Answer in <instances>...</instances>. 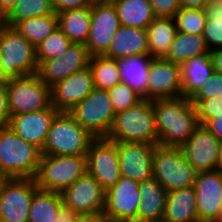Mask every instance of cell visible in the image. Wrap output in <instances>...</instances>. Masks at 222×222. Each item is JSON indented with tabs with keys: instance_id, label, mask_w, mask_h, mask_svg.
Here are the masks:
<instances>
[{
	"instance_id": "cell-1",
	"label": "cell",
	"mask_w": 222,
	"mask_h": 222,
	"mask_svg": "<svg viewBox=\"0 0 222 222\" xmlns=\"http://www.w3.org/2000/svg\"><path fill=\"white\" fill-rule=\"evenodd\" d=\"M158 145L181 147L200 126L198 110L188 97L153 101Z\"/></svg>"
},
{
	"instance_id": "cell-2",
	"label": "cell",
	"mask_w": 222,
	"mask_h": 222,
	"mask_svg": "<svg viewBox=\"0 0 222 222\" xmlns=\"http://www.w3.org/2000/svg\"><path fill=\"white\" fill-rule=\"evenodd\" d=\"M106 138L115 142L158 145L153 101L143 99L137 105L116 113Z\"/></svg>"
},
{
	"instance_id": "cell-3",
	"label": "cell",
	"mask_w": 222,
	"mask_h": 222,
	"mask_svg": "<svg viewBox=\"0 0 222 222\" xmlns=\"http://www.w3.org/2000/svg\"><path fill=\"white\" fill-rule=\"evenodd\" d=\"M41 150L18 136L9 126L0 127V171L10 178H35Z\"/></svg>"
},
{
	"instance_id": "cell-4",
	"label": "cell",
	"mask_w": 222,
	"mask_h": 222,
	"mask_svg": "<svg viewBox=\"0 0 222 222\" xmlns=\"http://www.w3.org/2000/svg\"><path fill=\"white\" fill-rule=\"evenodd\" d=\"M94 138L69 112H58L51 123L41 153L86 155Z\"/></svg>"
},
{
	"instance_id": "cell-5",
	"label": "cell",
	"mask_w": 222,
	"mask_h": 222,
	"mask_svg": "<svg viewBox=\"0 0 222 222\" xmlns=\"http://www.w3.org/2000/svg\"><path fill=\"white\" fill-rule=\"evenodd\" d=\"M86 173V155L42 154L34 179L38 189L61 193Z\"/></svg>"
},
{
	"instance_id": "cell-6",
	"label": "cell",
	"mask_w": 222,
	"mask_h": 222,
	"mask_svg": "<svg viewBox=\"0 0 222 222\" xmlns=\"http://www.w3.org/2000/svg\"><path fill=\"white\" fill-rule=\"evenodd\" d=\"M3 81L38 73L36 47L13 26L0 30Z\"/></svg>"
},
{
	"instance_id": "cell-7",
	"label": "cell",
	"mask_w": 222,
	"mask_h": 222,
	"mask_svg": "<svg viewBox=\"0 0 222 222\" xmlns=\"http://www.w3.org/2000/svg\"><path fill=\"white\" fill-rule=\"evenodd\" d=\"M197 173L185 159L180 147L155 145L153 177L167 192L194 186Z\"/></svg>"
},
{
	"instance_id": "cell-8",
	"label": "cell",
	"mask_w": 222,
	"mask_h": 222,
	"mask_svg": "<svg viewBox=\"0 0 222 222\" xmlns=\"http://www.w3.org/2000/svg\"><path fill=\"white\" fill-rule=\"evenodd\" d=\"M7 96L11 116L40 111L51 104L50 87L38 74L9 78Z\"/></svg>"
},
{
	"instance_id": "cell-9",
	"label": "cell",
	"mask_w": 222,
	"mask_h": 222,
	"mask_svg": "<svg viewBox=\"0 0 222 222\" xmlns=\"http://www.w3.org/2000/svg\"><path fill=\"white\" fill-rule=\"evenodd\" d=\"M69 113L95 138L108 136L116 115L107 91L96 88Z\"/></svg>"
},
{
	"instance_id": "cell-10",
	"label": "cell",
	"mask_w": 222,
	"mask_h": 222,
	"mask_svg": "<svg viewBox=\"0 0 222 222\" xmlns=\"http://www.w3.org/2000/svg\"><path fill=\"white\" fill-rule=\"evenodd\" d=\"M87 173L108 190L121 175L117 142L106 137L94 138L86 154Z\"/></svg>"
},
{
	"instance_id": "cell-11",
	"label": "cell",
	"mask_w": 222,
	"mask_h": 222,
	"mask_svg": "<svg viewBox=\"0 0 222 222\" xmlns=\"http://www.w3.org/2000/svg\"><path fill=\"white\" fill-rule=\"evenodd\" d=\"M120 27L114 4L110 0H96L91 7V28L85 45L90 56L104 55Z\"/></svg>"
},
{
	"instance_id": "cell-12",
	"label": "cell",
	"mask_w": 222,
	"mask_h": 222,
	"mask_svg": "<svg viewBox=\"0 0 222 222\" xmlns=\"http://www.w3.org/2000/svg\"><path fill=\"white\" fill-rule=\"evenodd\" d=\"M140 202L139 182L121 176L115 185L106 190L103 212L107 220L136 222Z\"/></svg>"
},
{
	"instance_id": "cell-13",
	"label": "cell",
	"mask_w": 222,
	"mask_h": 222,
	"mask_svg": "<svg viewBox=\"0 0 222 222\" xmlns=\"http://www.w3.org/2000/svg\"><path fill=\"white\" fill-rule=\"evenodd\" d=\"M37 189L34 178H11L0 197V222H28Z\"/></svg>"
},
{
	"instance_id": "cell-14",
	"label": "cell",
	"mask_w": 222,
	"mask_h": 222,
	"mask_svg": "<svg viewBox=\"0 0 222 222\" xmlns=\"http://www.w3.org/2000/svg\"><path fill=\"white\" fill-rule=\"evenodd\" d=\"M182 96L181 66L165 58H152L148 71L147 100Z\"/></svg>"
},
{
	"instance_id": "cell-15",
	"label": "cell",
	"mask_w": 222,
	"mask_h": 222,
	"mask_svg": "<svg viewBox=\"0 0 222 222\" xmlns=\"http://www.w3.org/2000/svg\"><path fill=\"white\" fill-rule=\"evenodd\" d=\"M63 204L77 214L104 211L106 190L89 173L61 192Z\"/></svg>"
},
{
	"instance_id": "cell-16",
	"label": "cell",
	"mask_w": 222,
	"mask_h": 222,
	"mask_svg": "<svg viewBox=\"0 0 222 222\" xmlns=\"http://www.w3.org/2000/svg\"><path fill=\"white\" fill-rule=\"evenodd\" d=\"M194 189L199 222H215L222 207V171L197 173Z\"/></svg>"
},
{
	"instance_id": "cell-17",
	"label": "cell",
	"mask_w": 222,
	"mask_h": 222,
	"mask_svg": "<svg viewBox=\"0 0 222 222\" xmlns=\"http://www.w3.org/2000/svg\"><path fill=\"white\" fill-rule=\"evenodd\" d=\"M154 144L117 142L121 175L143 182L153 177Z\"/></svg>"
},
{
	"instance_id": "cell-18",
	"label": "cell",
	"mask_w": 222,
	"mask_h": 222,
	"mask_svg": "<svg viewBox=\"0 0 222 222\" xmlns=\"http://www.w3.org/2000/svg\"><path fill=\"white\" fill-rule=\"evenodd\" d=\"M94 89L93 73L87 67L50 87L51 105L59 112H70Z\"/></svg>"
},
{
	"instance_id": "cell-19",
	"label": "cell",
	"mask_w": 222,
	"mask_h": 222,
	"mask_svg": "<svg viewBox=\"0 0 222 222\" xmlns=\"http://www.w3.org/2000/svg\"><path fill=\"white\" fill-rule=\"evenodd\" d=\"M90 54L84 44L73 43L59 58L44 61L38 67V76L52 87L58 81L89 67Z\"/></svg>"
},
{
	"instance_id": "cell-20",
	"label": "cell",
	"mask_w": 222,
	"mask_h": 222,
	"mask_svg": "<svg viewBox=\"0 0 222 222\" xmlns=\"http://www.w3.org/2000/svg\"><path fill=\"white\" fill-rule=\"evenodd\" d=\"M220 141L200 125L180 147L185 159L199 172L218 169Z\"/></svg>"
},
{
	"instance_id": "cell-21",
	"label": "cell",
	"mask_w": 222,
	"mask_h": 222,
	"mask_svg": "<svg viewBox=\"0 0 222 222\" xmlns=\"http://www.w3.org/2000/svg\"><path fill=\"white\" fill-rule=\"evenodd\" d=\"M58 112L50 104L40 111L12 115L8 126L23 140L42 151L51 123Z\"/></svg>"
},
{
	"instance_id": "cell-22",
	"label": "cell",
	"mask_w": 222,
	"mask_h": 222,
	"mask_svg": "<svg viewBox=\"0 0 222 222\" xmlns=\"http://www.w3.org/2000/svg\"><path fill=\"white\" fill-rule=\"evenodd\" d=\"M141 202L136 222H162L167 190L154 177L139 183Z\"/></svg>"
},
{
	"instance_id": "cell-23",
	"label": "cell",
	"mask_w": 222,
	"mask_h": 222,
	"mask_svg": "<svg viewBox=\"0 0 222 222\" xmlns=\"http://www.w3.org/2000/svg\"><path fill=\"white\" fill-rule=\"evenodd\" d=\"M134 55H149L147 31L121 25L104 56L119 60Z\"/></svg>"
},
{
	"instance_id": "cell-24",
	"label": "cell",
	"mask_w": 222,
	"mask_h": 222,
	"mask_svg": "<svg viewBox=\"0 0 222 222\" xmlns=\"http://www.w3.org/2000/svg\"><path fill=\"white\" fill-rule=\"evenodd\" d=\"M162 222H199L194 186L167 192Z\"/></svg>"
},
{
	"instance_id": "cell-25",
	"label": "cell",
	"mask_w": 222,
	"mask_h": 222,
	"mask_svg": "<svg viewBox=\"0 0 222 222\" xmlns=\"http://www.w3.org/2000/svg\"><path fill=\"white\" fill-rule=\"evenodd\" d=\"M151 59L150 55H134L118 60L122 82L143 99H147L148 71Z\"/></svg>"
},
{
	"instance_id": "cell-26",
	"label": "cell",
	"mask_w": 222,
	"mask_h": 222,
	"mask_svg": "<svg viewBox=\"0 0 222 222\" xmlns=\"http://www.w3.org/2000/svg\"><path fill=\"white\" fill-rule=\"evenodd\" d=\"M180 66L183 96L188 98H190L215 71L211 54L193 57Z\"/></svg>"
},
{
	"instance_id": "cell-27",
	"label": "cell",
	"mask_w": 222,
	"mask_h": 222,
	"mask_svg": "<svg viewBox=\"0 0 222 222\" xmlns=\"http://www.w3.org/2000/svg\"><path fill=\"white\" fill-rule=\"evenodd\" d=\"M146 31L149 55L152 58H165L177 33L174 18L155 17Z\"/></svg>"
},
{
	"instance_id": "cell-28",
	"label": "cell",
	"mask_w": 222,
	"mask_h": 222,
	"mask_svg": "<svg viewBox=\"0 0 222 222\" xmlns=\"http://www.w3.org/2000/svg\"><path fill=\"white\" fill-rule=\"evenodd\" d=\"M58 15V28L72 43L86 45L91 28V8H76Z\"/></svg>"
},
{
	"instance_id": "cell-29",
	"label": "cell",
	"mask_w": 222,
	"mask_h": 222,
	"mask_svg": "<svg viewBox=\"0 0 222 222\" xmlns=\"http://www.w3.org/2000/svg\"><path fill=\"white\" fill-rule=\"evenodd\" d=\"M123 26L147 29L155 19L149 0H110Z\"/></svg>"
},
{
	"instance_id": "cell-30",
	"label": "cell",
	"mask_w": 222,
	"mask_h": 222,
	"mask_svg": "<svg viewBox=\"0 0 222 222\" xmlns=\"http://www.w3.org/2000/svg\"><path fill=\"white\" fill-rule=\"evenodd\" d=\"M203 54H211L202 35L177 31L165 59L182 65L185 61Z\"/></svg>"
},
{
	"instance_id": "cell-31",
	"label": "cell",
	"mask_w": 222,
	"mask_h": 222,
	"mask_svg": "<svg viewBox=\"0 0 222 222\" xmlns=\"http://www.w3.org/2000/svg\"><path fill=\"white\" fill-rule=\"evenodd\" d=\"M62 205L60 192L37 189L31 200L28 222H55Z\"/></svg>"
},
{
	"instance_id": "cell-32",
	"label": "cell",
	"mask_w": 222,
	"mask_h": 222,
	"mask_svg": "<svg viewBox=\"0 0 222 222\" xmlns=\"http://www.w3.org/2000/svg\"><path fill=\"white\" fill-rule=\"evenodd\" d=\"M35 47L41 44L50 34L58 28V15L47 14L35 18H27L13 25Z\"/></svg>"
},
{
	"instance_id": "cell-33",
	"label": "cell",
	"mask_w": 222,
	"mask_h": 222,
	"mask_svg": "<svg viewBox=\"0 0 222 222\" xmlns=\"http://www.w3.org/2000/svg\"><path fill=\"white\" fill-rule=\"evenodd\" d=\"M89 67L96 89L107 91L122 82L117 59L104 55L91 56Z\"/></svg>"
},
{
	"instance_id": "cell-34",
	"label": "cell",
	"mask_w": 222,
	"mask_h": 222,
	"mask_svg": "<svg viewBox=\"0 0 222 222\" xmlns=\"http://www.w3.org/2000/svg\"><path fill=\"white\" fill-rule=\"evenodd\" d=\"M204 11L207 20L202 36L211 52L217 48H222V0H209Z\"/></svg>"
},
{
	"instance_id": "cell-35",
	"label": "cell",
	"mask_w": 222,
	"mask_h": 222,
	"mask_svg": "<svg viewBox=\"0 0 222 222\" xmlns=\"http://www.w3.org/2000/svg\"><path fill=\"white\" fill-rule=\"evenodd\" d=\"M54 13L52 0H18L8 13L9 26L23 19Z\"/></svg>"
},
{
	"instance_id": "cell-36",
	"label": "cell",
	"mask_w": 222,
	"mask_h": 222,
	"mask_svg": "<svg viewBox=\"0 0 222 222\" xmlns=\"http://www.w3.org/2000/svg\"><path fill=\"white\" fill-rule=\"evenodd\" d=\"M73 43L70 39L57 28L50 34L40 45L36 47V59L38 67L46 60L59 58L62 56Z\"/></svg>"
},
{
	"instance_id": "cell-37",
	"label": "cell",
	"mask_w": 222,
	"mask_h": 222,
	"mask_svg": "<svg viewBox=\"0 0 222 222\" xmlns=\"http://www.w3.org/2000/svg\"><path fill=\"white\" fill-rule=\"evenodd\" d=\"M173 18L177 31L197 35H202L207 20L204 9L197 8H180Z\"/></svg>"
},
{
	"instance_id": "cell-38",
	"label": "cell",
	"mask_w": 222,
	"mask_h": 222,
	"mask_svg": "<svg viewBox=\"0 0 222 222\" xmlns=\"http://www.w3.org/2000/svg\"><path fill=\"white\" fill-rule=\"evenodd\" d=\"M110 101L116 113L137 105L143 98L126 83L120 82L107 90Z\"/></svg>"
},
{
	"instance_id": "cell-39",
	"label": "cell",
	"mask_w": 222,
	"mask_h": 222,
	"mask_svg": "<svg viewBox=\"0 0 222 222\" xmlns=\"http://www.w3.org/2000/svg\"><path fill=\"white\" fill-rule=\"evenodd\" d=\"M215 97H222V73L216 71L189 99L197 107L203 100Z\"/></svg>"
},
{
	"instance_id": "cell-40",
	"label": "cell",
	"mask_w": 222,
	"mask_h": 222,
	"mask_svg": "<svg viewBox=\"0 0 222 222\" xmlns=\"http://www.w3.org/2000/svg\"><path fill=\"white\" fill-rule=\"evenodd\" d=\"M196 108L199 123L203 125L208 119L218 118V115H222V97L203 100Z\"/></svg>"
},
{
	"instance_id": "cell-41",
	"label": "cell",
	"mask_w": 222,
	"mask_h": 222,
	"mask_svg": "<svg viewBox=\"0 0 222 222\" xmlns=\"http://www.w3.org/2000/svg\"><path fill=\"white\" fill-rule=\"evenodd\" d=\"M155 17H169L174 15L181 8L180 0H149Z\"/></svg>"
},
{
	"instance_id": "cell-42",
	"label": "cell",
	"mask_w": 222,
	"mask_h": 222,
	"mask_svg": "<svg viewBox=\"0 0 222 222\" xmlns=\"http://www.w3.org/2000/svg\"><path fill=\"white\" fill-rule=\"evenodd\" d=\"M96 0H52L54 12H61L76 8H91Z\"/></svg>"
},
{
	"instance_id": "cell-43",
	"label": "cell",
	"mask_w": 222,
	"mask_h": 222,
	"mask_svg": "<svg viewBox=\"0 0 222 222\" xmlns=\"http://www.w3.org/2000/svg\"><path fill=\"white\" fill-rule=\"evenodd\" d=\"M9 104L7 96V80L0 81V127H7L10 122Z\"/></svg>"
},
{
	"instance_id": "cell-44",
	"label": "cell",
	"mask_w": 222,
	"mask_h": 222,
	"mask_svg": "<svg viewBox=\"0 0 222 222\" xmlns=\"http://www.w3.org/2000/svg\"><path fill=\"white\" fill-rule=\"evenodd\" d=\"M203 126L219 141H222V115H218V118L208 119Z\"/></svg>"
},
{
	"instance_id": "cell-45",
	"label": "cell",
	"mask_w": 222,
	"mask_h": 222,
	"mask_svg": "<svg viewBox=\"0 0 222 222\" xmlns=\"http://www.w3.org/2000/svg\"><path fill=\"white\" fill-rule=\"evenodd\" d=\"M77 213L74 212L70 207L64 204L60 207L59 213L56 215L55 222H75Z\"/></svg>"
},
{
	"instance_id": "cell-46",
	"label": "cell",
	"mask_w": 222,
	"mask_h": 222,
	"mask_svg": "<svg viewBox=\"0 0 222 222\" xmlns=\"http://www.w3.org/2000/svg\"><path fill=\"white\" fill-rule=\"evenodd\" d=\"M107 217L104 212L78 214L75 222H105Z\"/></svg>"
},
{
	"instance_id": "cell-47",
	"label": "cell",
	"mask_w": 222,
	"mask_h": 222,
	"mask_svg": "<svg viewBox=\"0 0 222 222\" xmlns=\"http://www.w3.org/2000/svg\"><path fill=\"white\" fill-rule=\"evenodd\" d=\"M210 53L215 71L218 73H222V48L212 50Z\"/></svg>"
},
{
	"instance_id": "cell-48",
	"label": "cell",
	"mask_w": 222,
	"mask_h": 222,
	"mask_svg": "<svg viewBox=\"0 0 222 222\" xmlns=\"http://www.w3.org/2000/svg\"><path fill=\"white\" fill-rule=\"evenodd\" d=\"M209 0H180L181 8L204 9Z\"/></svg>"
},
{
	"instance_id": "cell-49",
	"label": "cell",
	"mask_w": 222,
	"mask_h": 222,
	"mask_svg": "<svg viewBox=\"0 0 222 222\" xmlns=\"http://www.w3.org/2000/svg\"><path fill=\"white\" fill-rule=\"evenodd\" d=\"M9 26L8 14L0 4V30Z\"/></svg>"
},
{
	"instance_id": "cell-50",
	"label": "cell",
	"mask_w": 222,
	"mask_h": 222,
	"mask_svg": "<svg viewBox=\"0 0 222 222\" xmlns=\"http://www.w3.org/2000/svg\"><path fill=\"white\" fill-rule=\"evenodd\" d=\"M17 1L18 0H0V4L2 8L6 11V13L8 14L12 10V8L15 6Z\"/></svg>"
},
{
	"instance_id": "cell-51",
	"label": "cell",
	"mask_w": 222,
	"mask_h": 222,
	"mask_svg": "<svg viewBox=\"0 0 222 222\" xmlns=\"http://www.w3.org/2000/svg\"><path fill=\"white\" fill-rule=\"evenodd\" d=\"M10 179L11 178L7 174L0 171V197L3 193L6 184L10 181Z\"/></svg>"
},
{
	"instance_id": "cell-52",
	"label": "cell",
	"mask_w": 222,
	"mask_h": 222,
	"mask_svg": "<svg viewBox=\"0 0 222 222\" xmlns=\"http://www.w3.org/2000/svg\"><path fill=\"white\" fill-rule=\"evenodd\" d=\"M218 169L222 171V141H220L218 148Z\"/></svg>"
},
{
	"instance_id": "cell-53",
	"label": "cell",
	"mask_w": 222,
	"mask_h": 222,
	"mask_svg": "<svg viewBox=\"0 0 222 222\" xmlns=\"http://www.w3.org/2000/svg\"><path fill=\"white\" fill-rule=\"evenodd\" d=\"M2 54L0 52V81H3V67H2Z\"/></svg>"
},
{
	"instance_id": "cell-54",
	"label": "cell",
	"mask_w": 222,
	"mask_h": 222,
	"mask_svg": "<svg viewBox=\"0 0 222 222\" xmlns=\"http://www.w3.org/2000/svg\"><path fill=\"white\" fill-rule=\"evenodd\" d=\"M215 222H222V207H221L220 214Z\"/></svg>"
},
{
	"instance_id": "cell-55",
	"label": "cell",
	"mask_w": 222,
	"mask_h": 222,
	"mask_svg": "<svg viewBox=\"0 0 222 222\" xmlns=\"http://www.w3.org/2000/svg\"><path fill=\"white\" fill-rule=\"evenodd\" d=\"M105 222H119V221L106 220Z\"/></svg>"
}]
</instances>
